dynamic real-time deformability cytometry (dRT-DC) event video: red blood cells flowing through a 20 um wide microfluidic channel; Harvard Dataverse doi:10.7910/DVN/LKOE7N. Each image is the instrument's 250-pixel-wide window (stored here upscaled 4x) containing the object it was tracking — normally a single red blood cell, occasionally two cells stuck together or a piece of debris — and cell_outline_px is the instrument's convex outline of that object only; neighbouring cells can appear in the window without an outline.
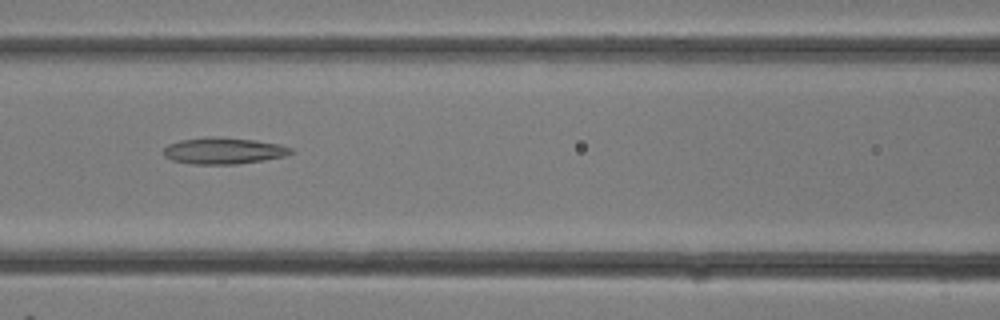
{"species": "common noctule bat (a hibernating species)", "species_latin": "Nyctalus noctula", "temperature_condition": "room temperature", "stored_images_in_passage": 13, "camera_frame_rate_fps": 3000, "um_per_image_px": 0.085, "animal": {"sex": "female"}, "frame": {"image": 1, "passage_image": 8, "time_ms": 2.333, "image_size_px": [1000, 320], "cell_outline_px": [[296, 152], [284, 156], [236, 164], [192, 164], [172, 160], [164, 156], [164, 148], [168, 144], [180, 140], [212, 136], [256, 140], [280, 144], [292, 148]], "centroid_in_image_um": [19.01, 12.81], "position_along_channel_um": 147.6, "area_um2": 19.59}}
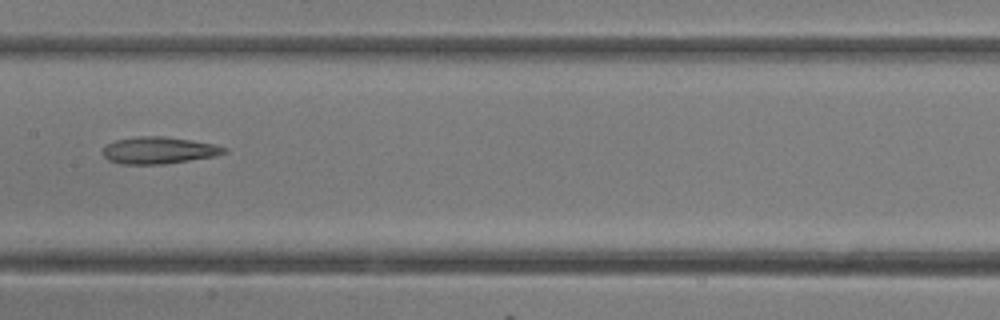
{"frame": {"image": 2, "passage_image": 10, "time_ms": 3.0, "image_size_px": [1000, 320], "cell_outline_px": [[228, 152], [216, 156], [164, 164], [120, 164], [108, 160], [104, 156], [104, 148], [108, 144], [116, 140], [136, 136], [164, 136], [192, 140], [216, 144], [228, 148]], "centroid_in_image_um": [13.55, 12.77], "position_along_channel_um": 193.8, "area_um2": 19.13}}
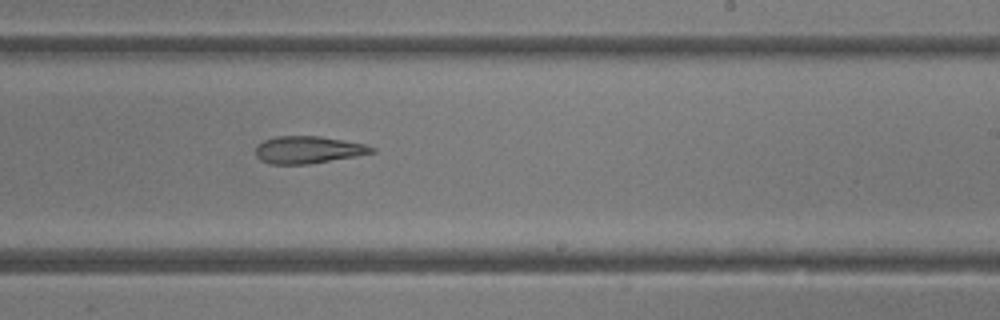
{"frame": {"image": 3, "passage_image": 13, "time_ms": 4.0, "image_size_px": [1000, 320], "cell_outline_px": [[376, 152], [356, 156], [308, 164], [268, 164], [260, 160], [256, 156], [256, 144], [264, 140], [276, 136], [320, 136], [368, 144], [376, 148]], "centroid_in_image_um": [26.2, 12.73], "position_along_channel_um": 262.8, "area_um2": 18.67}}